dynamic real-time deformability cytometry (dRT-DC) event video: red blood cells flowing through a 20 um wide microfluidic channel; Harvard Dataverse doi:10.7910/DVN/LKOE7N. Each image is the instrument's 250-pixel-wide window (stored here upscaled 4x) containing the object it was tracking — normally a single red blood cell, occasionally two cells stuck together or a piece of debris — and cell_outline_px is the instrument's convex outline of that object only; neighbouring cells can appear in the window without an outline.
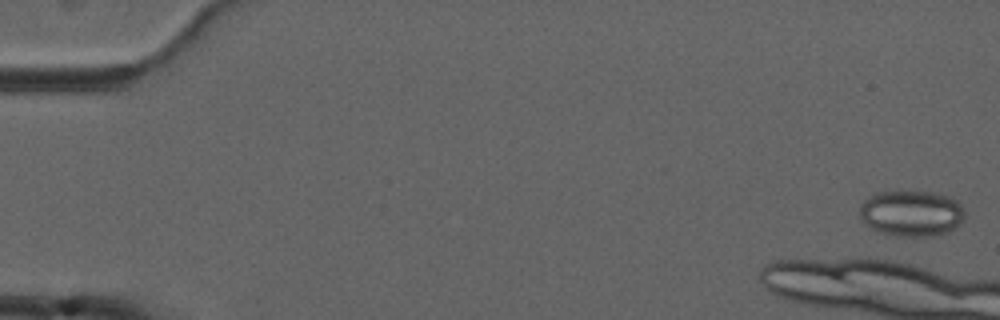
{"species": "common noctule bat (a hibernating species)", "species_latin": "Nyctalus noctula", "temperature_condition": "cold", "stored_images_in_passage": 1, "camera_frame_rate_fps": 3000, "um_per_image_px": 0.085, "animal": {"sex": "male", "forearm_length_mm": 52.5}, "frame": {"image": 1, "passage_image": 1, "time_ms": 0.0, "image_size_px": [1000, 320], "cell_outline_px": [[964, 220], [948, 232], [932, 236], [896, 236], [880, 232], [864, 224], [860, 220], [860, 204], [868, 196], [876, 192], [932, 192], [952, 196], [960, 204], [964, 212]], "centroid_in_image_um": [77.46, 18.13], "position_along_channel_um": 7.5, "area_um2": 28.32}}